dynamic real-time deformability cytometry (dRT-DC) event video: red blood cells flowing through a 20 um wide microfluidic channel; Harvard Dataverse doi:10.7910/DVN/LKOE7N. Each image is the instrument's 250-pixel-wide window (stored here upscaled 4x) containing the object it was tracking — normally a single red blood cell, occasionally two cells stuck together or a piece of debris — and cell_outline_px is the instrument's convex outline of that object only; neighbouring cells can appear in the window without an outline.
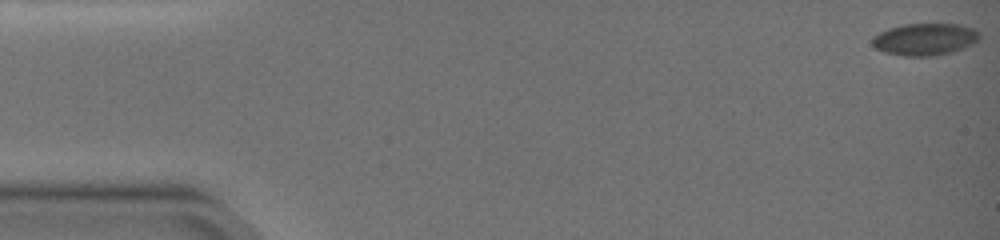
{"species": "common noctule bat (a hibernating species)", "species_latin": "Nyctalus noctula", "temperature_condition": "warm", "stored_images_in_passage": 95, "camera_frame_rate_fps": 3000, "um_per_image_px": 0.085, "animal": {"sex": "female", "body_mass_g": 19.0, "forearm_length_mm": 51.5}, "frame": {"image": 1, "passage_image": 1, "time_ms": 0.0, "image_size_px": [1000, 240], "cell_outline_px": [[980, 36], [972, 44], [964, 48], [932, 56], [904, 56], [884, 52], [876, 48], [872, 44], [872, 40], [880, 32], [888, 28], [904, 24], [960, 24], [972, 28], [980, 32]], "centroid_in_image_um": [78.61, 3.33], "position_along_channel_um": 6.4, "area_um2": 19.83}}
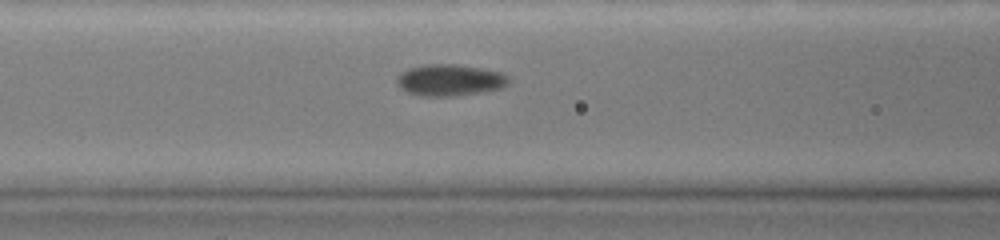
{"frame": {"image": 2, "passage_image": 40, "time_ms": 7.333, "image_size_px": [1000, 240], "cell_outline_px": [[508, 84], [504, 88], [456, 96], [420, 96], [404, 92], [396, 84], [396, 76], [400, 72], [408, 68], [428, 64], [456, 64], [480, 68], [500, 72], [508, 76]], "centroid_in_image_um": [38.18, 6.82], "position_along_channel_um": 128.4, "area_um2": 20.81}}
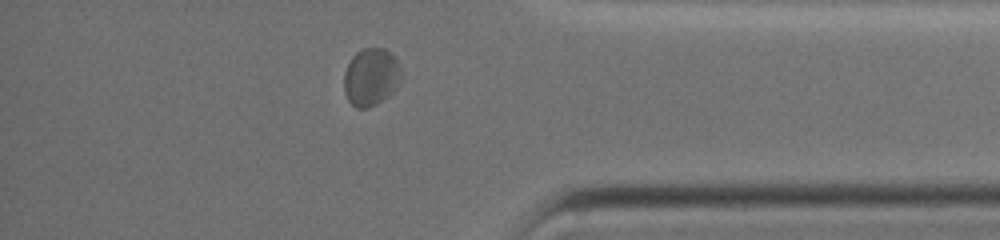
{"frame": {"image": 3, "passage_image": 80, "time_ms": 15.0, "image_size_px": [1000, 240], "cell_outline_px": [[404, 76], [396, 88], [388, 96], [376, 104], [368, 108], [356, 108], [348, 100], [344, 92], [344, 72], [352, 56], [356, 52], [364, 48], [384, 48], [396, 60]], "centroid_in_image_um": [31.54, 6.55], "position_along_channel_um": 403.7, "area_um2": 19.31}, "authors_computed_cell_mechanics": {"area_um2": 19.074, "velocity_mm_per_s": 3.6884, "shape_relaxation_time_tau1_ms": 3.5073, "shape_relaxation_time_tau2_ms": null, "deformation_change_tau1": 0.093, "deformation_change_tau2": null}}